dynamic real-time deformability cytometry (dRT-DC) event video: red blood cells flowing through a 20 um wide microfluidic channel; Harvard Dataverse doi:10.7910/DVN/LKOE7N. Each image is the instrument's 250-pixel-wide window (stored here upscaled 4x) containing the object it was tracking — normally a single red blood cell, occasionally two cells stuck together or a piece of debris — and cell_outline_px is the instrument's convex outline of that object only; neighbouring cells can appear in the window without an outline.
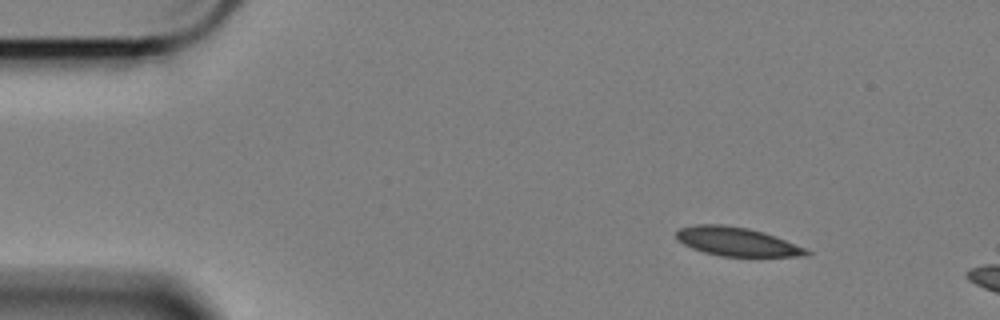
{"species": "Egyptian fruit bat (a non-hibernating species)", "species_latin": "Rousettus aegyptiacus", "temperature_condition": "cold", "stored_images_in_passage": 7, "camera_frame_rate_fps": 3000, "um_per_image_px": 0.085, "animal": {"sex": "female"}, "frame": {"image": 1, "passage_image": 1, "time_ms": 0.0, "image_size_px": [1000, 320], "cell_outline_px": [[812, 252], [808, 256], [720, 256], [704, 252], [692, 248], [676, 240], [676, 232], [680, 228], [692, 224], [724, 224], [748, 228], [764, 232], [804, 248]], "centroid_in_image_um": [62.58, 20.53], "position_along_channel_um": 22.4, "area_um2": 21.73}}